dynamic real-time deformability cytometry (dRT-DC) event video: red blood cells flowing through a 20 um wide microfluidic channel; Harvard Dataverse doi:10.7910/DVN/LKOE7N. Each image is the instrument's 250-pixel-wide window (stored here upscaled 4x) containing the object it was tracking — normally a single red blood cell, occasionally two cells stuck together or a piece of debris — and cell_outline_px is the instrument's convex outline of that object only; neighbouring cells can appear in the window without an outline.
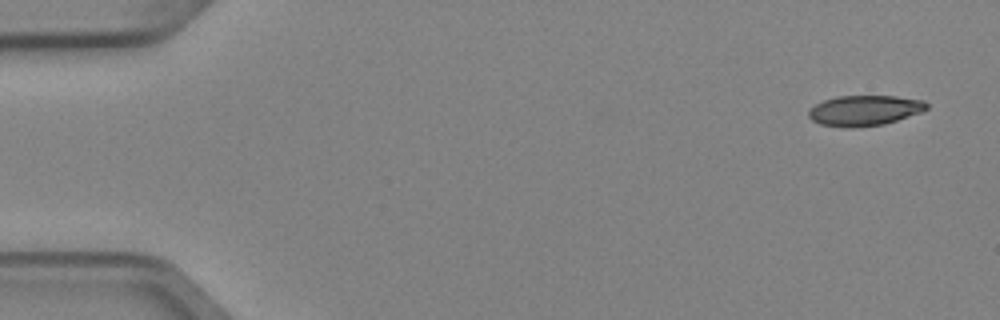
{"species": "Egyptian fruit bat (a non-hibernating species)", "species_latin": "Rousettus aegyptiacus", "temperature_condition": "cold", "stored_images_in_passage": 6, "camera_frame_rate_fps": 3000, "um_per_image_px": 0.085, "animal": {"sex": "female"}, "frame": {"image": 1, "passage_image": 1, "time_ms": 0.0, "image_size_px": [1000, 320], "cell_outline_px": [[928, 108], [920, 112], [884, 124], [852, 128], [848, 128], [820, 124], [812, 120], [808, 116], [808, 112], [816, 104], [824, 100], [836, 96], [896, 96], [924, 100], [928, 104]], "centroid_in_image_um": [73.48, 9.39], "position_along_channel_um": 11.5, "area_um2": 20.81}}
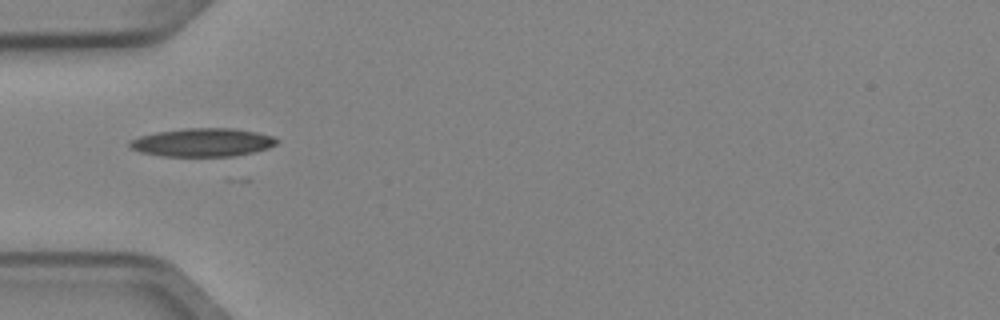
{"frame": {"image": 2, "passage_image": 5, "time_ms": 1.333, "image_size_px": [1000, 320], "cell_outline_px": [[280, 140], [276, 144], [268, 148], [252, 152], [232, 156], [160, 156], [140, 152], [132, 148], [128, 144], [128, 140], [140, 136], [156, 132], [184, 128], [232, 128], [256, 132], [272, 136]], "centroid_in_image_um": [17.19, 12.1], "position_along_channel_um": 67.8, "area_um2": 24.28}}
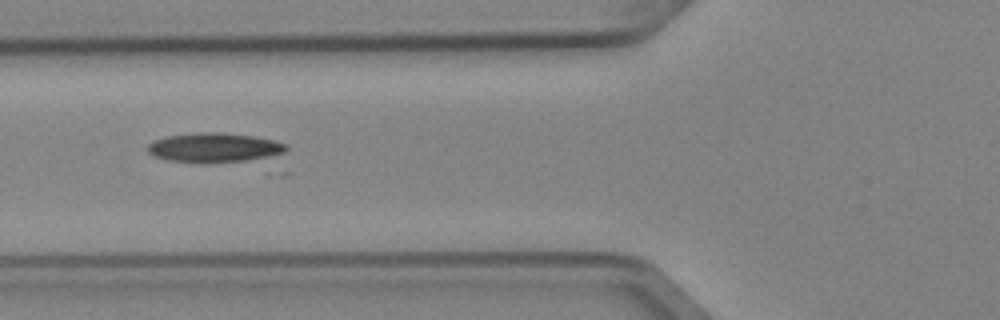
{"frame": {"image": 3, "passage_image": 6, "time_ms": 1.667, "image_size_px": [1000, 320], "cell_outline_px": [[288, 148], [284, 152], [268, 156], [244, 160], [208, 164], [204, 164], [168, 160], [152, 156], [148, 152], [148, 144], [152, 140], [164, 136], [196, 132], [220, 132], [252, 136], [272, 140], [288, 144]], "centroid_in_image_um": [18.13, 12.55], "position_along_channel_um": 107.7, "area_um2": 23.99}}